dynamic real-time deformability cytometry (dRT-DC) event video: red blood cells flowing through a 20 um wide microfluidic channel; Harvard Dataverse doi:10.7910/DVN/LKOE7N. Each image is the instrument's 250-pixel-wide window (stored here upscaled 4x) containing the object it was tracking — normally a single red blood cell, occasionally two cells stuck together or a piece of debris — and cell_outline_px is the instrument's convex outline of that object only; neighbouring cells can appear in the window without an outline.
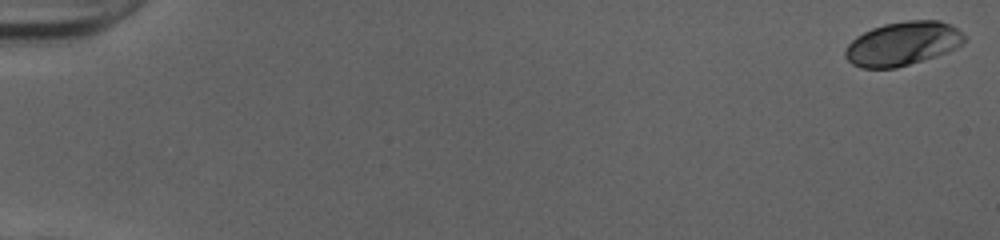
{"species": "human", "species_latin": "Homo sapiens", "temperature_condition": "cold", "stored_images_in_passage": 52, "camera_frame_rate_fps": 3000, "um_per_image_px": 0.085, "donor": {"sex": "female"}, "frame": {"image": 1, "passage_image": 1, "time_ms": 0.0, "image_size_px": [1000, 240], "cell_outline_px": [[964, 44], [948, 52], [936, 56], [896, 68], [860, 68], [852, 64], [844, 56], [844, 52], [848, 44], [856, 36], [872, 28], [884, 24], [904, 20], [940, 20], [956, 28], [964, 36]], "centroid_in_image_um": [76.71, 3.71], "position_along_channel_um": 8.3, "area_um2": 30.46}}
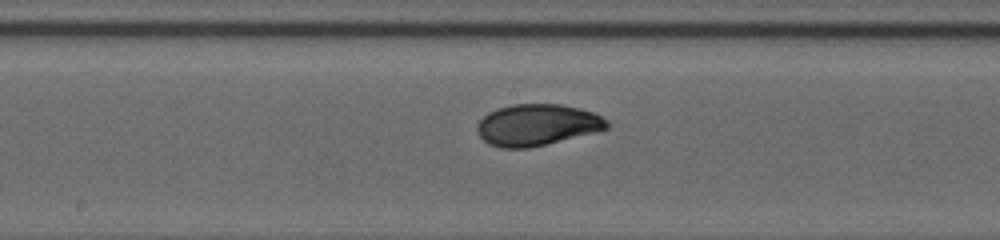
{"frame": {"image": 2, "passage_image": 29, "time_ms": 9.333, "image_size_px": [1000, 240], "cell_outline_px": [[612, 124], [608, 128], [596, 132], [528, 148], [500, 148], [488, 144], [476, 132], [476, 124], [488, 112], [496, 108], [512, 104], [560, 104], [580, 108], [592, 112], [608, 120]], "centroid_in_image_um": [45.64, 10.61], "position_along_channel_um": 202.6, "area_um2": 31.56}}
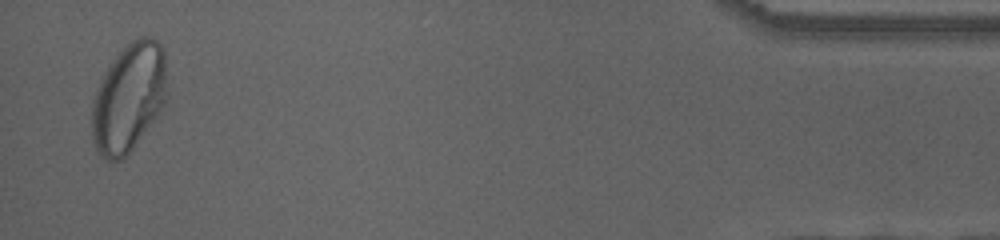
{"frame": {"image": 3, "passage_image": 51, "time_ms": 16.667, "image_size_px": [1000, 240], "cell_outline_px": [[168, 96], [160, 112], [132, 148], [120, 160], [108, 160], [100, 156], [92, 140], [92, 100], [96, 88], [108, 64], [132, 40], [140, 36], [152, 36], [164, 48], [168, 92]], "centroid_in_image_um": [10.96, 8.27], "position_along_channel_um": 424.2, "area_um2": 47.92}, "authors_computed_cell_mechanics": {"area_um2": 31.0675, "velocity_mm_per_s": 4.0187, "shape_relaxation_time_tau1_ms": 4.5675, "shape_relaxation_time_tau2_ms": 0.8412, "deformation_change_tau1": 0.1738, "deformation_change_tau2": 0.0394}}